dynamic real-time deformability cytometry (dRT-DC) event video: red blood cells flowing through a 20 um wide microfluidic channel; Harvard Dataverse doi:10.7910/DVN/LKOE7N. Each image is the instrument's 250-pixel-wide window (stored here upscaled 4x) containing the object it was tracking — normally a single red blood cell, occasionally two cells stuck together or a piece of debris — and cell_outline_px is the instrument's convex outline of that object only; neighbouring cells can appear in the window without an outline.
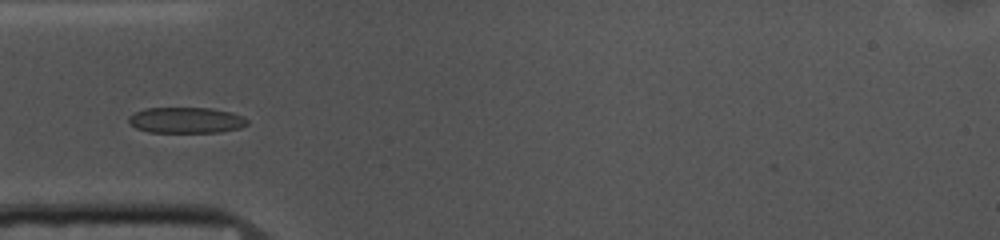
{"species": "common noctule bat (a hibernating species)", "species_latin": "Nyctalus noctula", "temperature_condition": "cold", "stored_images_in_passage": 39, "camera_frame_rate_fps": 3000, "um_per_image_px": 0.085, "animal": {"sex": "female", "body_mass_g": 10.0, "forearm_length_mm": 53.1}, "frame": {"image": 1, "passage_image": 1, "time_ms": 0.0, "image_size_px": [1000, 240], "cell_outline_px": [[248, 124], [240, 128], [220, 132], [148, 132], [136, 128], [128, 120], [128, 116], [144, 108], [212, 108], [232, 112], [248, 120]], "centroid_in_image_um": [15.82, 10.21], "position_along_channel_um": 69.2, "area_um2": 17.86}}
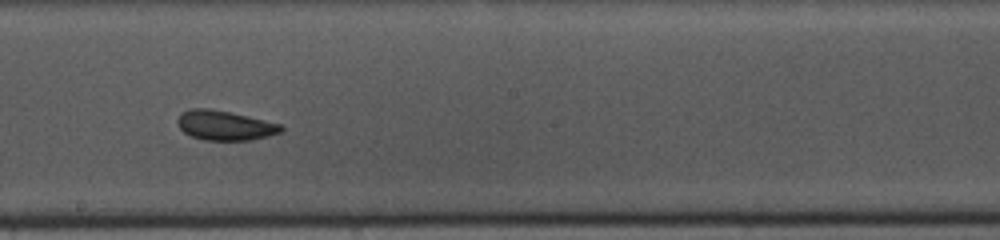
{"frame": {"image": 2, "passage_image": 14, "time_ms": 4.333, "image_size_px": [1000, 240], "cell_outline_px": [[284, 128], [280, 132], [268, 136], [248, 140], [204, 140], [192, 136], [184, 132], [180, 128], [176, 120], [180, 112], [188, 108], [208, 108], [232, 112], [280, 124]], "centroid_in_image_um": [19.06, 10.64], "position_along_channel_um": 229.1, "area_um2": 17.92}}
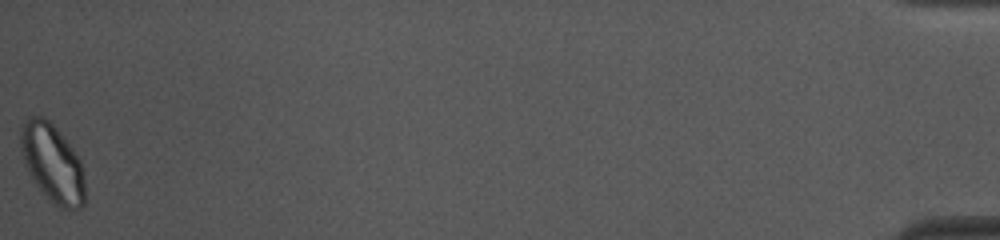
{"frame": {"image": 3, "passage_image": 39, "time_ms": 12.667, "image_size_px": [1000, 240], "cell_outline_px": [[84, 204], [80, 208], [56, 208], [36, 184], [28, 172], [20, 148], [20, 128], [28, 116], [44, 116], [56, 128], [72, 148], [80, 160], [84, 180]], "centroid_in_image_um": [4.43, 13.86], "position_along_channel_um": 430.8, "area_um2": 29.07}}